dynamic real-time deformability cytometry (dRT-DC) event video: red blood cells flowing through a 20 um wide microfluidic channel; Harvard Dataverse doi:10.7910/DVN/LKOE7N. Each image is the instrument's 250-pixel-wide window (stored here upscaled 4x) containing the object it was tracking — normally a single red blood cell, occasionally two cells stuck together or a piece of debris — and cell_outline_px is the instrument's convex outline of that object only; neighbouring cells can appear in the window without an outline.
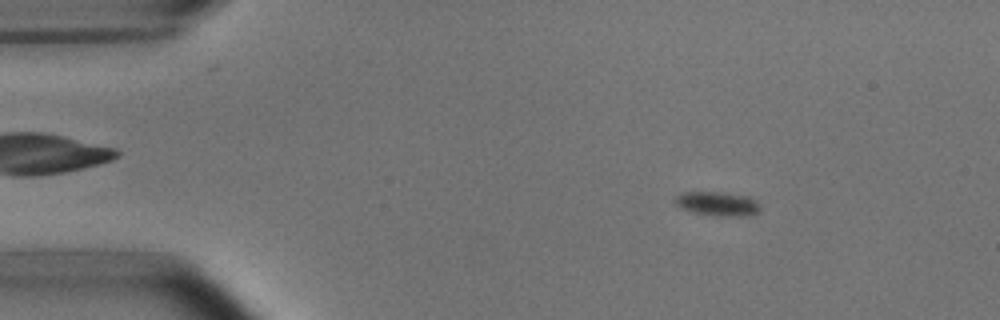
{"species": "common noctule bat (a hibernating species)", "species_latin": "Nyctalus noctula", "temperature_condition": "room temperature", "stored_images_in_passage": 55, "camera_frame_rate_fps": 3000, "um_per_image_px": 0.085, "animal": {"sex": "male", "body_mass_g": 15.6}, "frame": {"image": 1, "passage_image": 8, "time_ms": 2.333, "image_size_px": [1000, 320], "cell_outline_px": [[760, 208], [756, 212], [744, 216], [720, 216], [696, 212], [684, 208], [676, 204], [672, 200], [676, 196], [684, 192], [724, 192], [748, 196], [756, 200], [760, 204]], "centroid_in_image_um": [61.01, 17.3], "position_along_channel_um": 24.0, "area_um2": 11.79}}
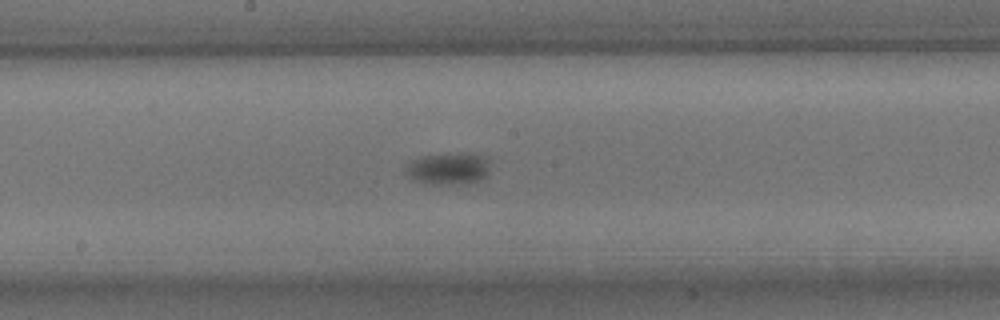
{"frame": {"image": 2, "passage_image": 29, "time_ms": 9.333, "image_size_px": [1000, 320], "cell_outline_px": [[488, 176], [480, 180], [468, 184], [428, 184], [412, 180], [408, 176], [404, 168], [412, 160], [420, 156], [460, 152], [472, 152], [488, 156]], "centroid_in_image_um": [38.14, 14.32], "position_along_channel_um": 210.1, "area_um2": 16.3}}
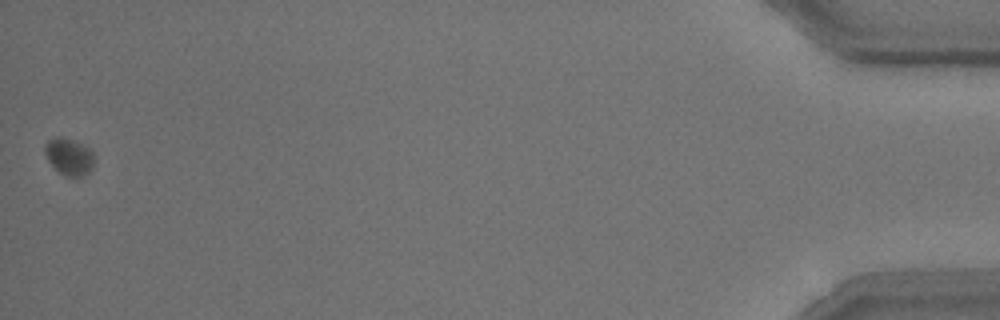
{"frame": {"image": 3, "passage_image": 55, "time_ms": 18.0, "image_size_px": [1000, 320], "cell_outline_px": [[92, 168], [88, 172], [76, 180], [60, 172], [48, 160], [44, 152], [44, 144], [48, 140], [56, 136], [60, 136], [72, 140], [88, 148], [92, 152]], "centroid_in_image_um": [5.84, 13.32], "position_along_channel_um": 429.4, "area_um2": 10.46}, "authors_computed_cell_mechanics": {"area_um2": 12.3114, "velocity_mm_per_s": 3.6356, "shape_relaxation_time_tau1_ms": 1.9007, "shape_relaxation_time_tau2_ms": null, "deformation_change_tau1": 0.1347, "deformation_change_tau2": null}}